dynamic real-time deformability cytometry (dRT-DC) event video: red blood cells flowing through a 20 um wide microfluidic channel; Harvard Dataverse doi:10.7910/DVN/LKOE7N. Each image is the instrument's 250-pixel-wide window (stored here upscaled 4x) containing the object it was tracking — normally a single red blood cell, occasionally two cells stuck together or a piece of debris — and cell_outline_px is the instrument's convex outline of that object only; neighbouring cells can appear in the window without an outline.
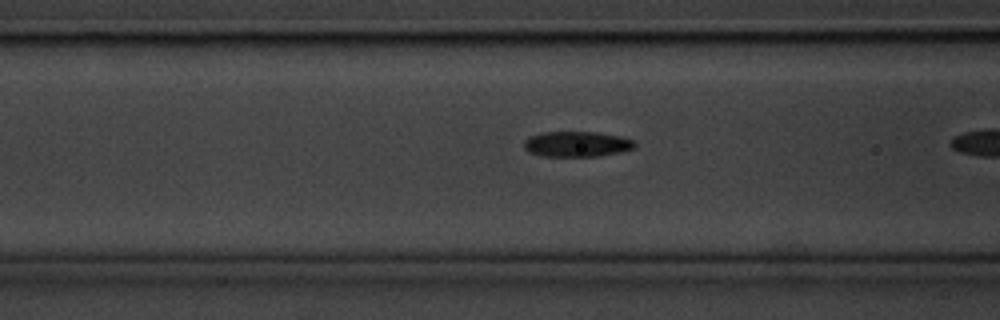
{"species": "common noctule bat (a hibernating species)", "species_latin": "Nyctalus noctula", "temperature_condition": "cold", "stored_images_in_passage": 10, "camera_frame_rate_fps": 3000, "um_per_image_px": 0.085, "animal": {"sex": "male", "body_mass_g": 20.1, "forearm_length_mm": 53.5}, "frame": {"image": 1, "passage_image": 6, "time_ms": 1.667, "image_size_px": [1000, 320], "cell_outline_px": [[636, 148], [620, 152], [600, 156], [540, 156], [528, 152], [524, 148], [524, 140], [528, 136], [544, 132], [596, 132], [620, 136], [636, 140]], "centroid_in_image_um": [49.04, 12.25], "position_along_channel_um": 117.6, "area_um2": 16.65}}